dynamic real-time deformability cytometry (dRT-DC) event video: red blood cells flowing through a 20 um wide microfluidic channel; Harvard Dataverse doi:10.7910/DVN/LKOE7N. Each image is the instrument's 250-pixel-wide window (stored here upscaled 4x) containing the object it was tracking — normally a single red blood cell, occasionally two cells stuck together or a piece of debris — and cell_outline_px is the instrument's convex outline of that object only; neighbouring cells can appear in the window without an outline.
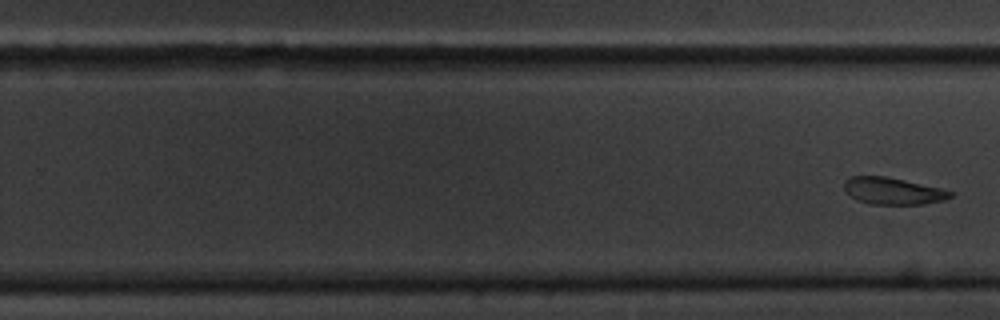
{"species": "common noctule bat (a hibernating species)", "species_latin": "Nyctalus noctula", "temperature_condition": "cold", "stored_images_in_passage": 12, "segment_of_instrument_passage": [2, 2], "camera_frame_rate_fps": 3000, "um_per_image_px": 0.085, "animal": {"sex": "male", "body_mass_g": 20.1, "forearm_length_mm": 53.5}, "frame": {"image": 1, "passage_image": 12, "time_ms": 14.333, "image_size_px": [1000, 320], "cell_outline_px": [[952, 196], [944, 200], [924, 204], [872, 204], [856, 200], [848, 196], [844, 188], [844, 180], [852, 176], [884, 176], [904, 180], [940, 188], [952, 192]], "centroid_in_image_um": [75.84, 16.24], "position_along_channel_um": 254.0, "area_um2": 16.59}}